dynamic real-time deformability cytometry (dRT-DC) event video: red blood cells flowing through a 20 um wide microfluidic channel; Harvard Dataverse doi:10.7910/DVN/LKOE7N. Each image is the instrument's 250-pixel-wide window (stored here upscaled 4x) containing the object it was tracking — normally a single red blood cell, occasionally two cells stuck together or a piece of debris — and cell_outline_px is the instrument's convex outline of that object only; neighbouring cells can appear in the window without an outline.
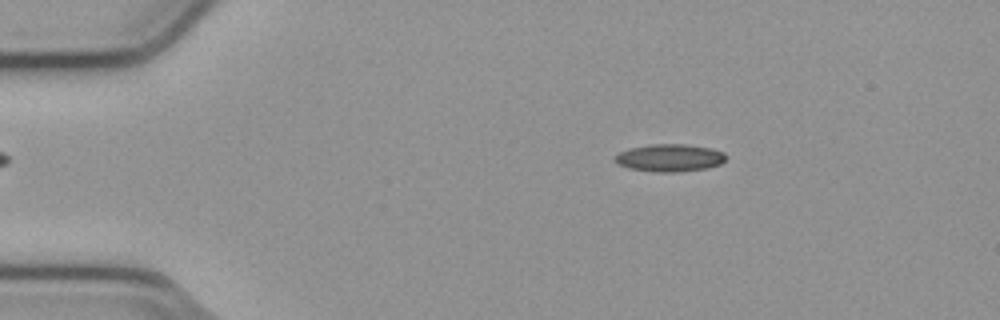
{"species": "common noctule bat (a hibernating species)", "species_latin": "Nyctalus noctula", "temperature_condition": "cold", "stored_images_in_passage": 47, "camera_frame_rate_fps": 3000, "um_per_image_px": 0.085, "animal": {"sex": "male", "body_mass_g": 23.1, "forearm_length_mm": 52.7}, "frame": {"image": 1, "passage_image": 2, "time_ms": 0.333, "image_size_px": [1000, 320], "cell_outline_px": [[728, 156], [720, 164], [708, 168], [680, 172], [656, 172], [628, 168], [616, 164], [616, 156], [620, 152], [628, 148], [652, 144], [684, 144], [712, 148], [724, 152]], "centroid_in_image_um": [56.95, 13.42], "position_along_channel_um": 28.1, "area_um2": 17.92}}
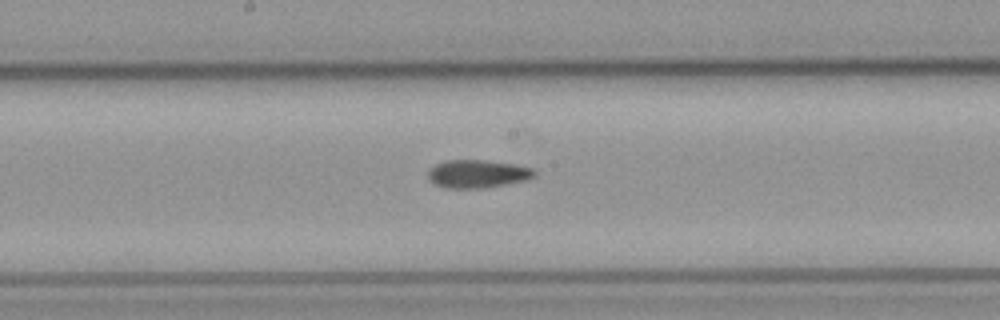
{"frame": {"image": 2, "passage_image": 21, "time_ms": 6.667, "image_size_px": [1000, 320], "cell_outline_px": [[536, 176], [528, 180], [484, 188], [448, 188], [436, 184], [428, 180], [428, 172], [436, 164], [448, 160], [484, 160], [516, 164], [532, 168], [536, 172]], "centroid_in_image_um": [40.63, 14.78], "position_along_channel_um": 207.6, "area_um2": 17.4}}
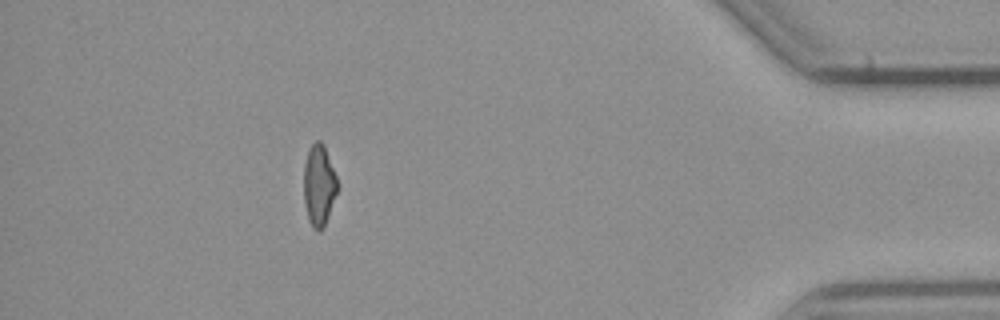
{"frame": {"image": 3, "passage_image": 41, "time_ms": 13.333, "image_size_px": [1000, 320], "cell_outline_px": [[340, 188], [324, 228], [320, 232], [316, 232], [312, 228], [308, 220], [304, 204], [304, 164], [308, 152], [312, 144], [316, 140], [320, 140], [324, 144], [336, 176]], "centroid_in_image_um": [27.13, 15.81], "position_along_channel_um": 408.1, "area_um2": 16.42}, "authors_computed_cell_mechanics": {"area_um2": 17.051, "velocity_mm_per_s": 3.8138, "shape_relaxation_time_tau1_ms": null, "shape_relaxation_time_tau2_ms": 6.8277, "deformation_change_tau1": null, "deformation_change_tau2": 0.1562}}